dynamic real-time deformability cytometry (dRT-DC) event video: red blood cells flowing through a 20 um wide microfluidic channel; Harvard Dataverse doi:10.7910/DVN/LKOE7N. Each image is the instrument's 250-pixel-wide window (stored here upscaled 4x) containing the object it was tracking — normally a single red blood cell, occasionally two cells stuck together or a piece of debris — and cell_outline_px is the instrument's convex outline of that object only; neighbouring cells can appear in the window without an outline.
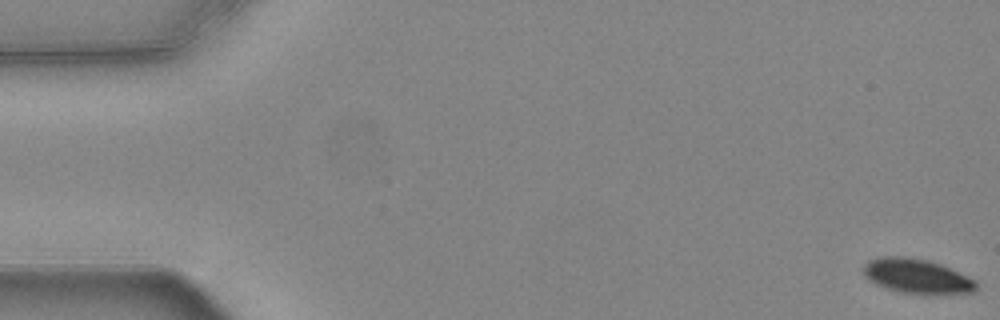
{"species": "common noctule bat (a hibernating species)", "species_latin": "Nyctalus noctula", "temperature_condition": "warm", "stored_images_in_passage": 56, "camera_frame_rate_fps": 3000, "um_per_image_px": 0.085, "animal": {"sex": "female", "body_mass_g": 24.6, "forearm_length_mm": 56.2}, "frame": {"image": 1, "passage_image": 1, "time_ms": 0.0, "image_size_px": [1000, 320], "cell_outline_px": [[976, 288], [972, 292], [904, 292], [888, 288], [876, 284], [868, 280], [864, 276], [864, 264], [868, 260], [880, 256], [904, 256], [928, 260], [940, 264], [968, 276], [976, 280]], "centroid_in_image_um": [77.87, 23.42], "position_along_channel_um": 7.1, "area_um2": 22.02}}
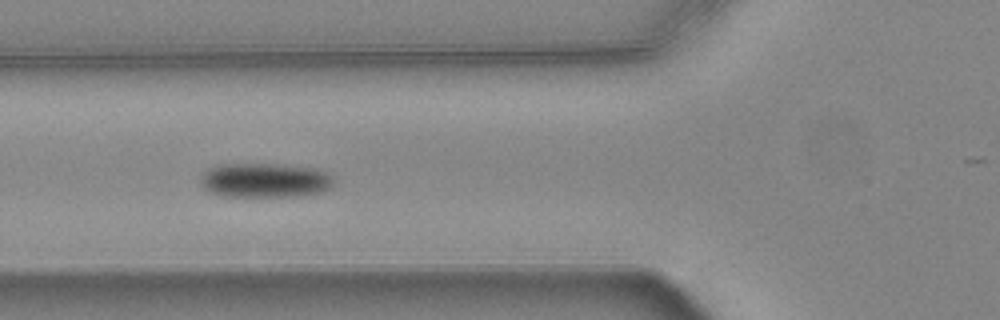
{"frame": {"image": 2, "passage_image": 21, "time_ms": 6.667, "image_size_px": [1000, 320], "cell_outline_px": [[332, 188], [320, 192], [300, 196], [220, 196], [208, 192], [200, 184], [200, 176], [208, 168], [220, 164], [284, 164], [320, 168], [328, 172], [332, 176]], "centroid_in_image_um": [22.52, 15.31], "position_along_channel_um": 103.3, "area_um2": 27.28}}
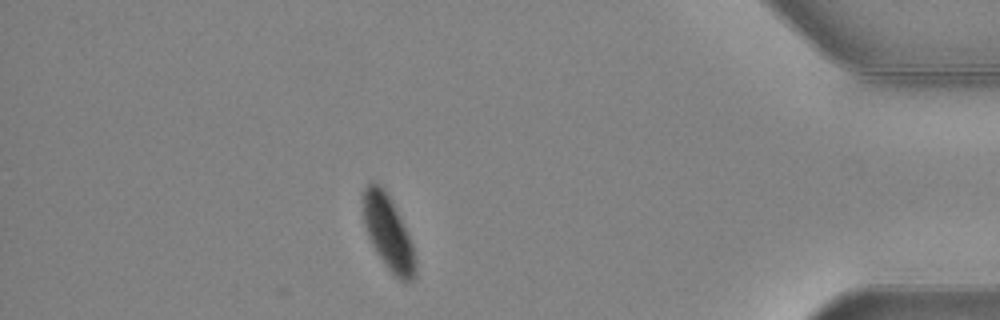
{"frame": {"image": 3, "passage_image": 49, "time_ms": 16.0, "image_size_px": [1000, 320], "cell_outline_px": [[416, 276], [412, 280], [400, 280], [388, 268], [376, 252], [368, 236], [364, 224], [364, 188], [372, 180], [380, 184], [384, 188], [392, 200], [412, 244], [416, 260]], "centroid_in_image_um": [33.0, 19.76], "position_along_channel_um": 402.2, "area_um2": 22.25}, "authors_computed_cell_mechanics": {"area_um2": 25.0274, "velocity_mm_per_s": 3.696, "shape_relaxation_time_tau1_ms": 2.4687, "shape_relaxation_time_tau2_ms": null, "deformation_change_tau1": 0.0857, "deformation_change_tau2": null}}